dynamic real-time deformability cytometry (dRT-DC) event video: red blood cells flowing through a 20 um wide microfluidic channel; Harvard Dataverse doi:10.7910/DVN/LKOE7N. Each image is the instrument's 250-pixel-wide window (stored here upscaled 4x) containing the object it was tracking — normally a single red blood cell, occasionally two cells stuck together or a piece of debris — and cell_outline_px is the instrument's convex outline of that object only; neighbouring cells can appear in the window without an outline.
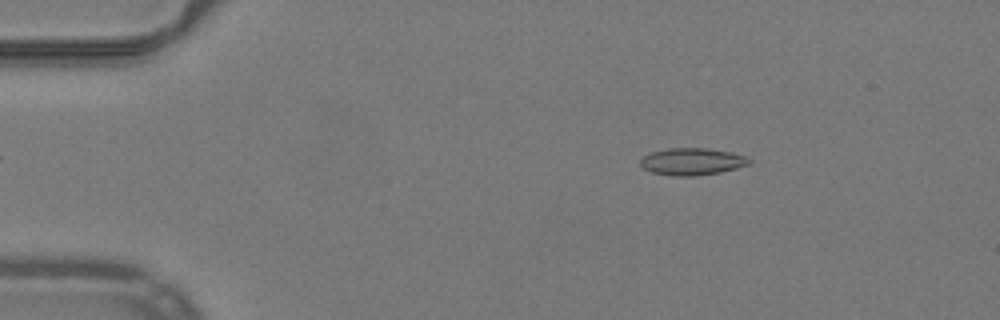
{"species": "common noctule bat (a hibernating species)", "species_latin": "Nyctalus noctula", "temperature_condition": "warm", "stored_images_in_passage": 51, "camera_frame_rate_fps": 3000, "um_per_image_px": 0.085, "animal": {"sex": "male", "body_mass_g": 19.2, "forearm_length_mm": 51.8}, "frame": {"image": 1, "passage_image": 8, "time_ms": 2.333, "image_size_px": [1000, 320], "cell_outline_px": [[752, 164], [720, 172], [696, 176], [676, 176], [652, 172], [644, 168], [640, 164], [640, 160], [648, 152], [668, 148], [708, 148], [732, 152], [744, 156], [752, 160]], "centroid_in_image_um": [58.84, 13.72], "position_along_channel_um": 26.2, "area_um2": 17.28}}
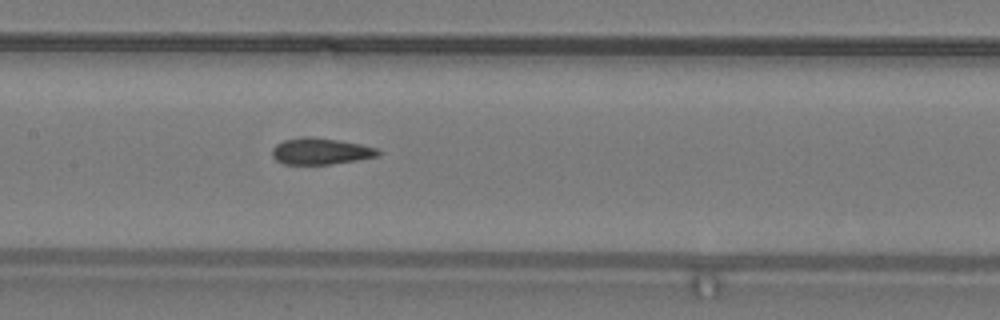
{"frame": {"image": 2, "passage_image": 25, "time_ms": 8.0, "image_size_px": [1000, 320], "cell_outline_px": [[380, 156], [332, 164], [284, 164], [276, 160], [272, 156], [272, 148], [276, 144], [284, 140], [336, 140], [360, 144], [380, 148]], "centroid_in_image_um": [27.32, 12.91], "position_along_channel_um": 180.1, "area_um2": 15.55}}
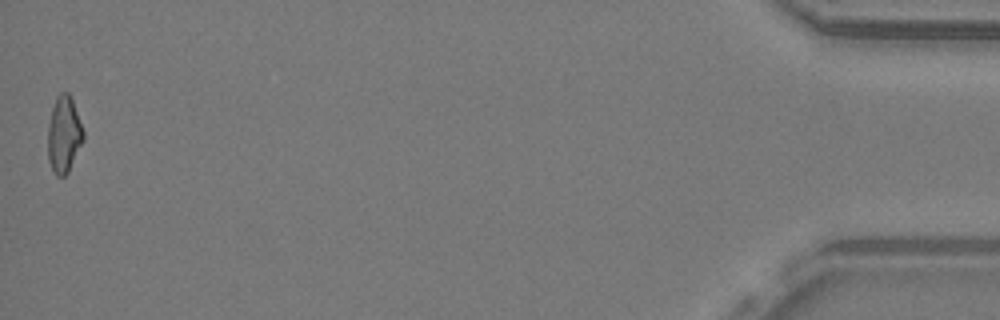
{"frame": {"image": 3, "passage_image": 51, "time_ms": 16.667, "image_size_px": [1000, 320], "cell_outline_px": [[84, 140], [68, 172], [64, 176], [56, 176], [48, 160], [48, 124], [52, 108], [56, 96], [60, 92], [68, 92], [72, 100], [84, 132]], "centroid_in_image_um": [5.43, 11.43], "position_along_channel_um": 429.8, "area_um2": 15.78}, "authors_computed_cell_mechanics": {"area_um2": 16.4152, "velocity_mm_per_s": 3.9951, "shape_relaxation_time_tau1_ms": null, "shape_relaxation_time_tau2_ms": 2.9386, "deformation_change_tau1": null, "deformation_change_tau2": 0.0974}}